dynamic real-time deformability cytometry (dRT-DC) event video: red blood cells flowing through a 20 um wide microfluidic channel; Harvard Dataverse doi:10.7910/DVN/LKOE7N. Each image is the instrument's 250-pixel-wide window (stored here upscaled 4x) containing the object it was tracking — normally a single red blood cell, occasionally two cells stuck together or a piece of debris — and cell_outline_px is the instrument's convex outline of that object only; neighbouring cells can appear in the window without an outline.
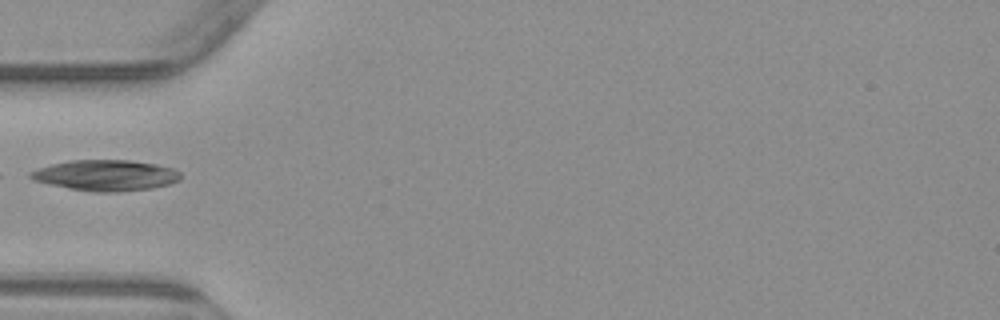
{"species": "common noctule bat (a hibernating species)", "species_latin": "Nyctalus noctula", "temperature_condition": "warm", "stored_images_in_passage": 3, "camera_frame_rate_fps": 3000, "um_per_image_px": 0.085, "animal": {"sex": "male", "body_mass_g": 23.1, "forearm_length_mm": 52.7}, "frame": {"image": 1, "passage_image": 2, "time_ms": 1.333, "image_size_px": [1000, 320], "cell_outline_px": [[180, 180], [168, 184], [152, 188], [116, 192], [92, 192], [68, 188], [48, 184], [36, 180], [28, 176], [28, 172], [52, 164], [72, 160], [128, 160], [156, 164], [172, 168], [180, 172]], "centroid_in_image_um": [8.99, 14.9], "position_along_channel_um": 76.0, "area_um2": 26.82}}
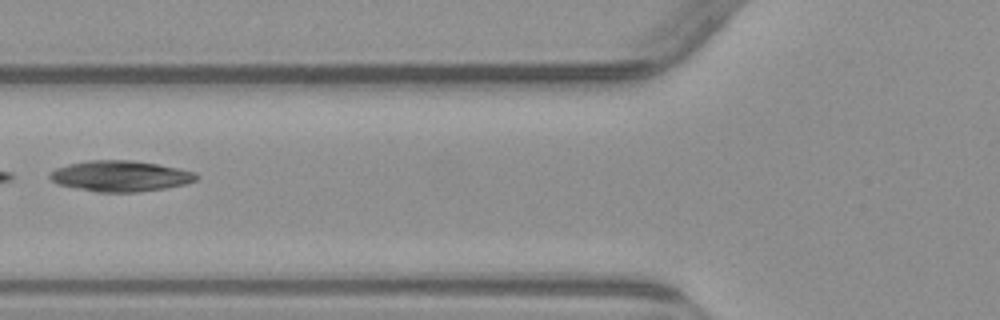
{"frame": {"image": 2, "passage_image": 3, "time_ms": 2.333, "image_size_px": [1000, 320], "cell_outline_px": [[200, 176], [196, 180], [184, 184], [164, 188], [136, 192], [96, 192], [56, 184], [48, 176], [56, 168], [68, 164], [88, 160], [132, 160], [180, 168], [196, 172]], "centroid_in_image_um": [10.24, 14.96], "position_along_channel_um": 115.6, "area_um2": 26.3}}